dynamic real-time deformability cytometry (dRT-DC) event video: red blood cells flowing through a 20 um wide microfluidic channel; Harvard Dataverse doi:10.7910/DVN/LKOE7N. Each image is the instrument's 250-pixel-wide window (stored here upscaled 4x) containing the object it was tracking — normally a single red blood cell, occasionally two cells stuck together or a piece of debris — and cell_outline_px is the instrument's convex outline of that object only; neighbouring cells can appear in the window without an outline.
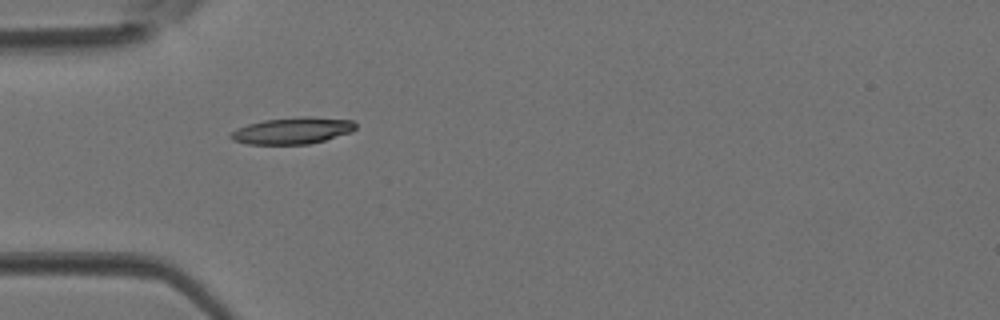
{"species": "Egyptian fruit bat (a non-hibernating species)", "species_latin": "Rousettus aegyptiacus", "temperature_condition": "room temperature", "stored_images_in_passage": 1, "camera_frame_rate_fps": 3000, "um_per_image_px": 0.085, "animal": {"sex": "female"}, "frame": {"image": 1, "passage_image": 1, "time_ms": 0.0, "image_size_px": [1000, 320], "cell_outline_px": [[356, 128], [352, 132], [324, 140], [308, 144], [248, 144], [232, 140], [228, 136], [236, 128], [248, 124], [264, 120], [304, 116], [308, 116], [352, 120], [356, 124]], "centroid_in_image_um": [24.85, 11.1], "position_along_channel_um": 60.1, "area_um2": 19.36}}